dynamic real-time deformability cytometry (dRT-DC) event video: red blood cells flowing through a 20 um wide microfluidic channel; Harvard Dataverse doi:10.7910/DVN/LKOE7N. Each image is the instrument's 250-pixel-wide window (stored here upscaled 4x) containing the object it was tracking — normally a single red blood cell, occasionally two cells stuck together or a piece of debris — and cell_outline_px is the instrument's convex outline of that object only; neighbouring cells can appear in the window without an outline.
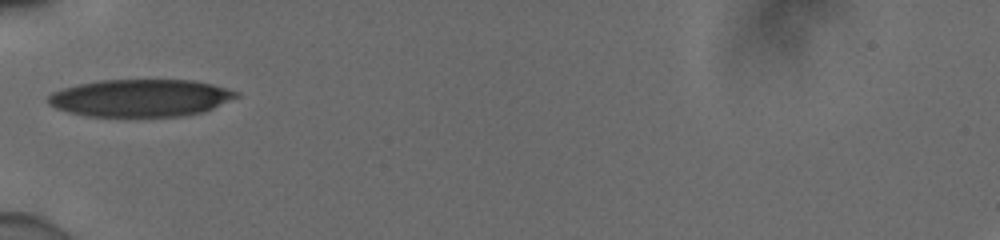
{"species": "human", "species_latin": "Homo sapiens", "temperature_condition": "cold", "stored_images_in_passage": 35, "camera_frame_rate_fps": 3000, "um_per_image_px": 0.085, "donor": {"sex": "male"}, "frame": {"image": 1, "passage_image": 1, "time_ms": 0.0, "image_size_px": [1000, 240], "cell_outline_px": [[240, 96], [204, 112], [184, 116], [88, 116], [68, 112], [56, 108], [48, 104], [48, 96], [52, 92], [64, 88], [80, 84], [100, 80], [192, 80], [212, 84], [240, 92]], "centroid_in_image_um": [11.97, 8.33], "position_along_channel_um": 73.0, "area_um2": 40.98}}
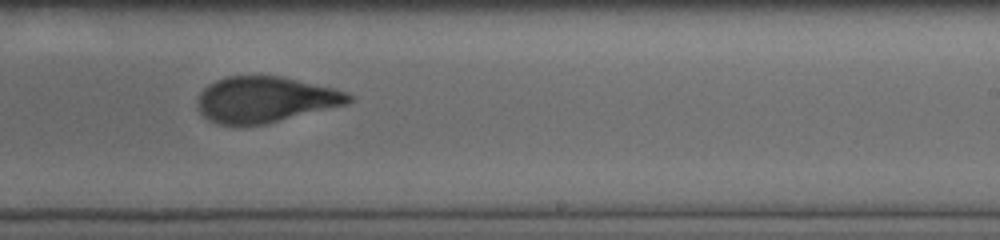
{"frame": {"image": 2, "passage_image": 16, "time_ms": 5.0, "image_size_px": [1000, 240], "cell_outline_px": [[352, 100], [344, 104], [264, 124], [244, 128], [220, 124], [208, 120], [196, 108], [200, 92], [208, 84], [216, 80], [228, 76], [280, 76], [332, 88], [348, 92], [352, 96]], "centroid_in_image_um": [22.45, 8.48], "position_along_channel_um": 266.5, "area_um2": 40.34}}
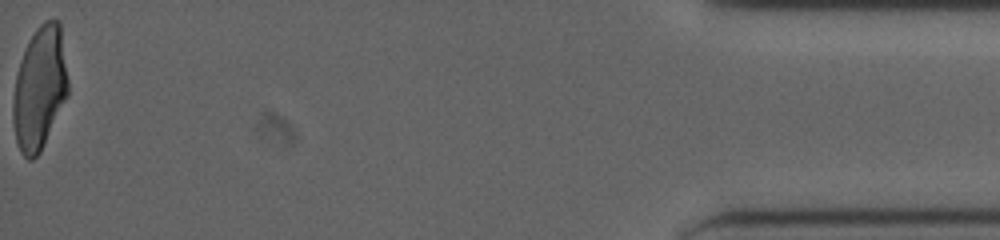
{"frame": {"image": 3, "passage_image": 35, "time_ms": 11.333, "image_size_px": [1000, 240], "cell_outline_px": [[68, 96], [40, 152], [32, 160], [28, 160], [20, 152], [16, 144], [12, 120], [12, 104], [16, 76], [20, 60], [36, 28], [44, 20], [56, 20], [60, 24], [68, 80]], "centroid_in_image_um": [3.36, 7.54], "position_along_channel_um": 431.8, "area_um2": 39.42}, "authors_computed_cell_mechanics": {"area_um2": 40.46, "velocity_mm_per_s": 3.9127, "shape_relaxation_time_tau1_ms": 6.796, "shape_relaxation_time_tau2_ms": 1.1447, "deformation_change_tau1": 0.216, "deformation_change_tau2": 0.0796}}